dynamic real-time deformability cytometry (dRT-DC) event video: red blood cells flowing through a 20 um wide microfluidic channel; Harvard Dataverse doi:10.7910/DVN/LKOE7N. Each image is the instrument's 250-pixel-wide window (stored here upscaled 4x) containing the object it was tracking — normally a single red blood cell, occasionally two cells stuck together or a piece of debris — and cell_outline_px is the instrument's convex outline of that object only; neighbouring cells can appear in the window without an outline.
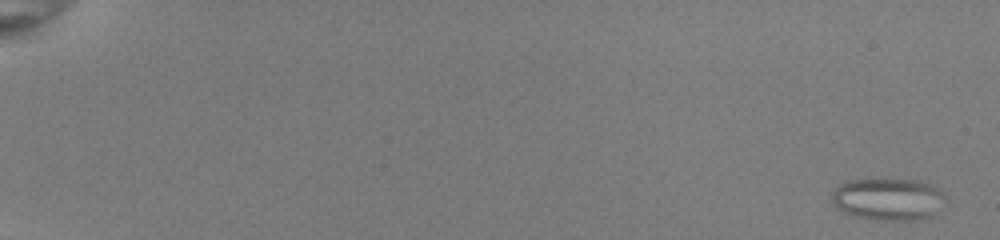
{"species": "common noctule bat (a hibernating species)", "species_latin": "Nyctalus noctula", "temperature_condition": "room temperature", "stored_images_in_passage": 54, "camera_frame_rate_fps": 3000, "um_per_image_px": 0.085, "animal": {"sex": "female", "body_mass_g": 22.0, "forearm_length_mm": 56.7}, "frame": {"image": 1, "passage_image": 2, "time_ms": 0.333, "image_size_px": [1000, 240], "cell_outline_px": [[944, 196], [932, 216], [908, 220], [884, 220], [856, 216], [844, 212], [832, 204], [832, 192], [840, 184], [848, 180], [872, 176], [888, 176], [916, 180], [932, 184]], "centroid_in_image_um": [75.41, 16.85], "position_along_channel_um": 9.6, "area_um2": 28.38}}
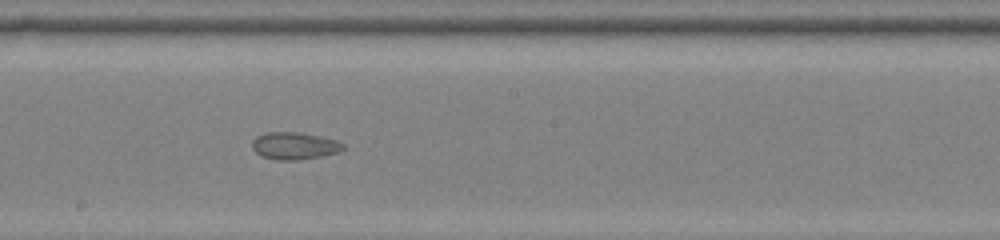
{"frame": {"image": 2, "passage_image": 33, "time_ms": 10.667, "image_size_px": [1000, 240], "cell_outline_px": [[344, 148], [340, 152], [320, 156], [296, 160], [276, 160], [260, 156], [252, 148], [252, 140], [256, 136], [268, 132], [296, 132], [320, 136], [336, 140], [344, 144]], "centroid_in_image_um": [25.0, 12.39], "position_along_channel_um": 223.2, "area_um2": 14.45}}
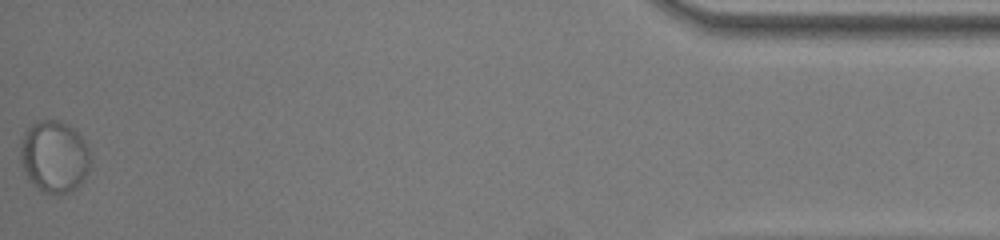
{"frame": {"image": 3, "passage_image": 54, "time_ms": 17.667, "image_size_px": [1000, 240], "cell_outline_px": [[92, 160], [88, 172], [80, 184], [76, 188], [64, 192], [44, 192], [28, 176], [20, 160], [20, 144], [24, 132], [32, 124], [40, 120], [60, 120], [76, 128], [88, 148]], "centroid_in_image_um": [4.65, 13.24], "position_along_channel_um": 430.6, "area_um2": 29.13}}